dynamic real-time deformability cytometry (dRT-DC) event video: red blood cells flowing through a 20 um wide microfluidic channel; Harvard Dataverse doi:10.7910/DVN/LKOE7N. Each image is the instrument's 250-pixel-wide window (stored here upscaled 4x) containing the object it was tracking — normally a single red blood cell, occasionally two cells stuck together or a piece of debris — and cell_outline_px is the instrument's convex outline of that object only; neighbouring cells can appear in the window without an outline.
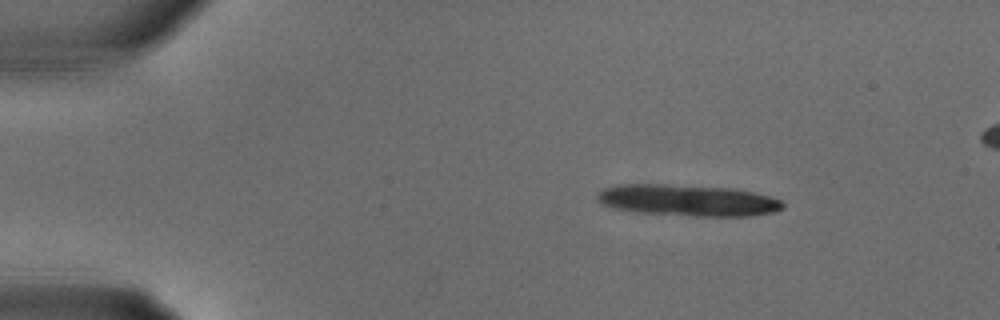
{"species": "common noctule bat (a hibernating species)", "species_latin": "Nyctalus noctula", "temperature_condition": "warm", "stored_images_in_passage": 11, "camera_frame_rate_fps": 3000, "um_per_image_px": 0.085, "animal": {"sex": "male", "body_mass_g": 18.8}, "frame": {"image": 1, "passage_image": 4, "time_ms": 1.0, "image_size_px": [1000, 320], "cell_outline_px": [[784, 208], [776, 212], [752, 216], [696, 216], [632, 212], [612, 208], [600, 204], [596, 200], [596, 192], [604, 188], [616, 184], [664, 184], [736, 188], [768, 196], [780, 200], [784, 204]], "centroid_in_image_um": [58.4, 17.03], "position_along_channel_um": 26.6, "area_um2": 34.56}}
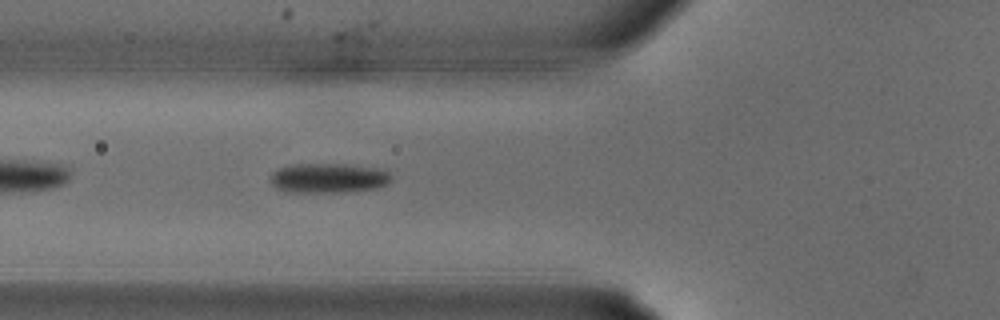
{"frame": {"image": 2, "passage_image": 11, "time_ms": 3.333, "image_size_px": [1000, 320], "cell_outline_px": [[392, 180], [376, 188], [340, 192], [284, 192], [276, 188], [272, 184], [272, 172], [288, 164], [348, 164], [380, 168], [388, 172], [392, 176]], "centroid_in_image_um": [27.91, 15.12], "position_along_channel_um": 97.9, "area_um2": 20.98}}